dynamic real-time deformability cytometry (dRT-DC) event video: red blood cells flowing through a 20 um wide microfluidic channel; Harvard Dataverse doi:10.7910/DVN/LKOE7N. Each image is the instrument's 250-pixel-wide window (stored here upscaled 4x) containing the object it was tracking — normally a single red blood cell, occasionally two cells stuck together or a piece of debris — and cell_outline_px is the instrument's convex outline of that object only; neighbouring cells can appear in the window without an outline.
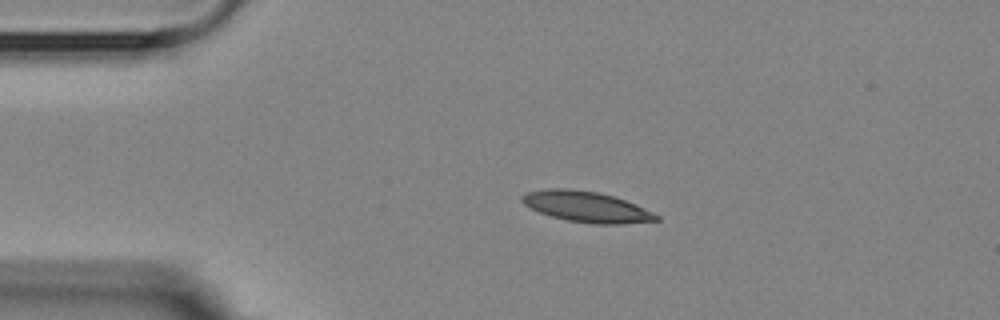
{"species": "Egyptian fruit bat (a non-hibernating species)", "species_latin": "Rousettus aegyptiacus", "temperature_condition": "room temperature", "stored_images_in_passage": 3, "camera_frame_rate_fps": 3000, "um_per_image_px": 0.085, "animal": {"sex": "female"}, "frame": {"image": 1, "passage_image": 2, "time_ms": 2.0, "image_size_px": [1000, 320], "cell_outline_px": [[660, 220], [620, 224], [592, 224], [568, 220], [552, 216], [540, 212], [524, 204], [520, 200], [520, 196], [528, 192], [544, 188], [568, 188], [596, 192], [612, 196], [636, 204], [660, 216]], "centroid_in_image_um": [49.84, 17.57], "position_along_channel_um": 35.2, "area_um2": 23.87}}